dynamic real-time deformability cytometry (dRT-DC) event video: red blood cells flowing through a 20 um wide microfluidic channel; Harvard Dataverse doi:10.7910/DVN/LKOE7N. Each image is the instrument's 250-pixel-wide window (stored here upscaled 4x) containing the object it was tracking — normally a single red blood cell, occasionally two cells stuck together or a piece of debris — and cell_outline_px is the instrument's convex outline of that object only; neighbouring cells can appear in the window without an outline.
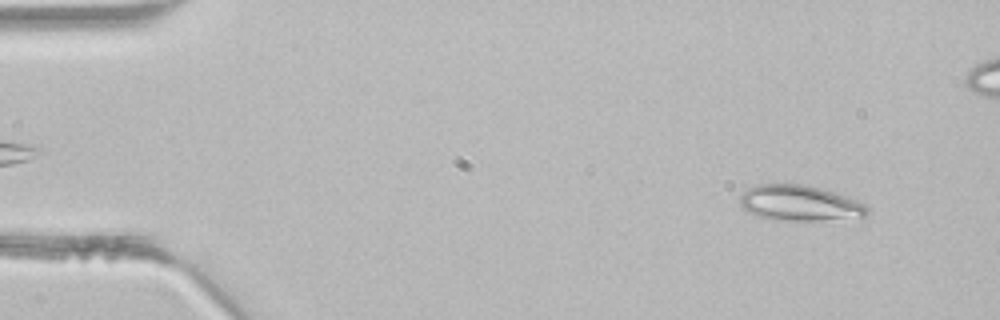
{"species": "common noctule bat (a hibernating species)", "species_latin": "Nyctalus noctula", "temperature_condition": "room temperature", "stored_images_in_passage": 4, "camera_frame_rate_fps": 3000, "um_per_image_px": 0.085, "animal": {"sex": "male", "body_mass_g": 21.5, "forearm_length_mm": 52.0}, "frame": {"image": 1, "passage_image": 1, "time_ms": 0.0, "image_size_px": [1000, 320], "cell_outline_px": [[868, 212], [864, 216], [820, 220], [772, 220], [756, 216], [740, 208], [740, 196], [748, 188], [756, 184], [804, 184], [820, 188], [856, 200], [864, 204], [868, 208]], "centroid_in_image_um": [67.88, 17.26], "position_along_channel_um": 17.1, "area_um2": 26.24}}